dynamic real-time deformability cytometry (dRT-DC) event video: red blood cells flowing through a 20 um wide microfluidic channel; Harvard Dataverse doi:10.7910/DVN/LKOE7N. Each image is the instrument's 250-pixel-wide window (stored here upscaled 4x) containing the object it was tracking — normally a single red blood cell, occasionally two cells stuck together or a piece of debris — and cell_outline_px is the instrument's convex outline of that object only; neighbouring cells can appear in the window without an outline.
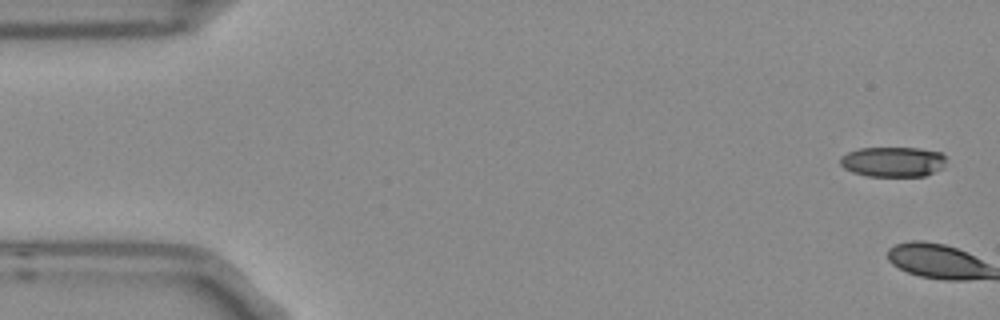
{"species": "Egyptian fruit bat (a non-hibernating species)", "species_latin": "Rousettus aegyptiacus", "temperature_condition": "room temperature", "stored_images_in_passage": 4, "camera_frame_rate_fps": 3000, "um_per_image_px": 0.085, "frame": {"image": 1, "passage_image": 1, "time_ms": 0.0, "image_size_px": [1000, 320], "cell_outline_px": [[944, 168], [924, 176], [868, 176], [852, 172], [844, 168], [840, 164], [840, 156], [848, 152], [860, 148], [920, 148], [940, 152], [944, 156]], "centroid_in_image_um": [75.89, 13.75], "position_along_channel_um": 9.1, "area_um2": 18.61}}